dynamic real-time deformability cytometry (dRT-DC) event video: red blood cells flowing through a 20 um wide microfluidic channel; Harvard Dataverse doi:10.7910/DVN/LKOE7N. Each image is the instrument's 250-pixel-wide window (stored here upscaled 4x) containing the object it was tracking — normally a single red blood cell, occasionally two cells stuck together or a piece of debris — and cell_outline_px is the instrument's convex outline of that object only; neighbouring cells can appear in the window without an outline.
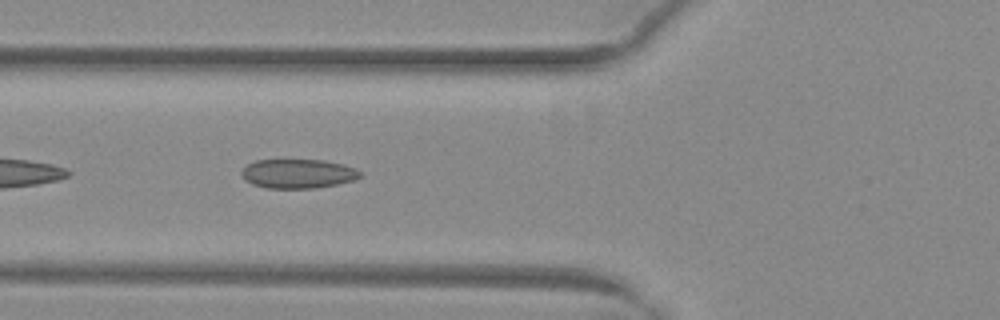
{"species": "common noctule bat (a hibernating species)", "species_latin": "Nyctalus noctula", "temperature_condition": "warm", "stored_images_in_passage": 36, "camera_frame_rate_fps": 3000, "um_per_image_px": 0.085, "animal": {"sex": "female", "body_mass_g": 29.2, "forearm_length_mm": 56.3}, "frame": {"image": 1, "passage_image": 4, "time_ms": 1.0, "image_size_px": [1000, 320], "cell_outline_px": [[364, 172], [356, 180], [316, 188], [268, 188], [252, 184], [244, 180], [240, 172], [248, 164], [256, 160], [324, 160], [344, 164], [356, 168]], "centroid_in_image_um": [25.36, 14.76], "position_along_channel_um": 100.4, "area_um2": 20.35}}
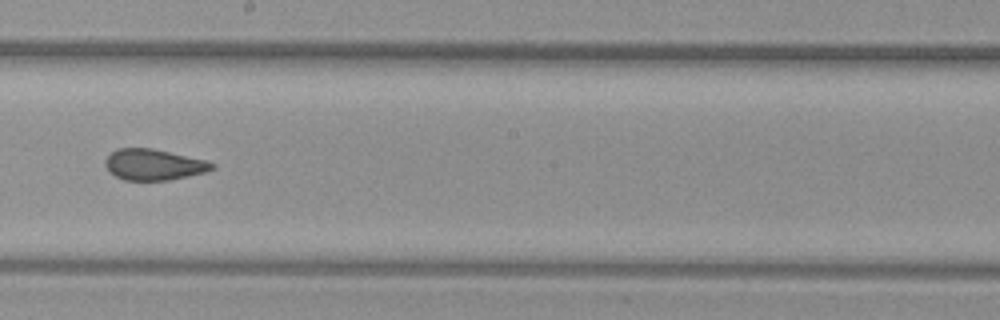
{"frame": {"image": 2, "passage_image": 14, "time_ms": 4.333, "image_size_px": [1000, 320], "cell_outline_px": [[216, 168], [204, 172], [188, 176], [168, 180], [124, 180], [108, 172], [104, 164], [104, 160], [116, 148], [152, 148], [208, 160], [216, 164]], "centroid_in_image_um": [13.07, 13.99], "position_along_channel_um": 235.1, "area_um2": 19.48}}
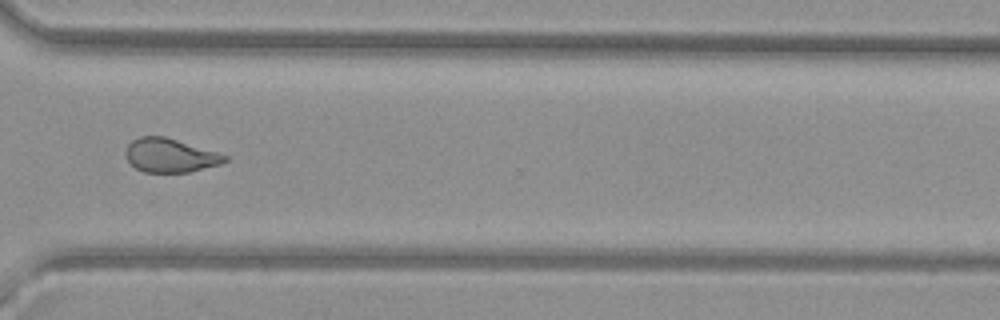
{"frame": {"image": 3, "passage_image": 23, "time_ms": 7.333, "image_size_px": [1000, 320], "cell_outline_px": [[228, 160], [220, 164], [188, 172], [144, 172], [136, 168], [124, 156], [124, 152], [128, 144], [132, 140], [140, 136], [164, 136], [220, 152], [228, 156]], "centroid_in_image_um": [14.46, 13.2], "position_along_channel_um": 356.1, "area_um2": 19.65}, "authors_computed_cell_mechanics": {"area_um2": 20.23, "velocity_mm_per_s": 4.0396, "shape_relaxation_time_tau1_ms": null, "shape_relaxation_time_tau2_ms": 1.1848, "deformation_change_tau1": null, "deformation_change_tau2": 0.0751}}